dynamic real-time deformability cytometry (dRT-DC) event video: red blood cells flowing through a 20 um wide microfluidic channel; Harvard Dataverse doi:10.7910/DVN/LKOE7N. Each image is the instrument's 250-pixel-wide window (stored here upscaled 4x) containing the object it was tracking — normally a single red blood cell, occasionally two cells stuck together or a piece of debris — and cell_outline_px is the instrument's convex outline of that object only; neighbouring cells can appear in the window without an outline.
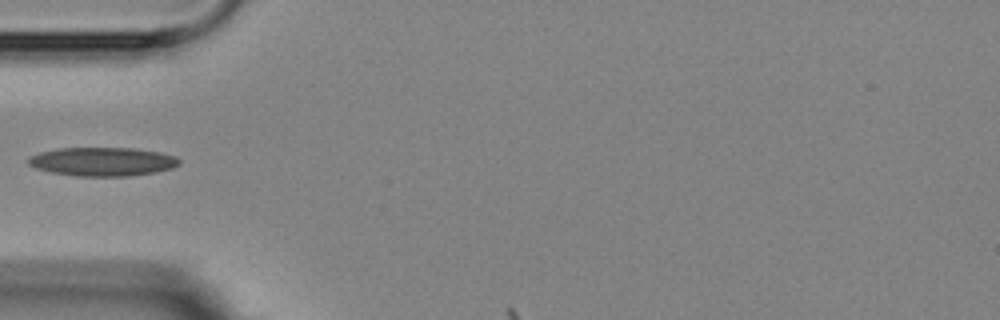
{"species": "Egyptian fruit bat (a non-hibernating species)", "species_latin": "Rousettus aegyptiacus", "temperature_condition": "room temperature", "stored_images_in_passage": 5, "camera_frame_rate_fps": 3000, "um_per_image_px": 0.085, "animal": {"sex": "female"}, "frame": {"image": 1, "passage_image": 4, "time_ms": 5.0, "image_size_px": [1000, 320], "cell_outline_px": [[180, 164], [172, 168], [156, 172], [128, 176], [76, 176], [52, 172], [36, 168], [28, 164], [28, 160], [32, 156], [40, 152], [60, 148], [132, 148], [160, 152], [176, 156], [180, 160]], "centroid_in_image_um": [8.75, 13.74], "position_along_channel_um": 76.2, "area_um2": 25.14}}